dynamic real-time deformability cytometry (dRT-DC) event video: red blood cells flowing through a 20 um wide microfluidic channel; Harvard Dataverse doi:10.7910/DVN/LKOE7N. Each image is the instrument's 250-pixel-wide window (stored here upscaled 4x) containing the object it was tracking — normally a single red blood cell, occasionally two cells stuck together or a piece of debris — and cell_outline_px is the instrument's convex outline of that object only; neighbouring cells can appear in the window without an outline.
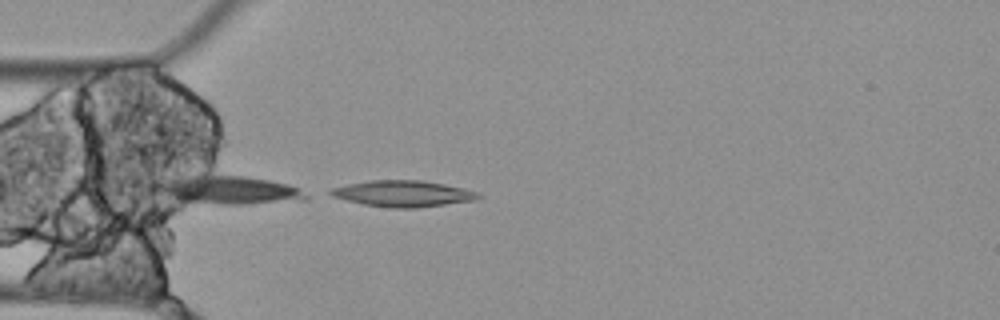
{"species": "Egyptian fruit bat (a non-hibernating species)", "species_latin": "Rousettus aegyptiacus", "temperature_condition": "cold", "stored_images_in_passage": 4, "camera_frame_rate_fps": 3000, "um_per_image_px": 0.085, "animal": {"sex": "female"}, "frame": {"image": 1, "passage_image": 4, "time_ms": 1.0, "image_size_px": [1000, 320], "cell_outline_px": [[480, 196], [476, 200], [416, 208], [392, 208], [364, 204], [332, 196], [328, 192], [332, 188], [348, 184], [368, 180], [424, 180], [464, 188], [480, 192]], "centroid_in_image_um": [34.29, 16.45], "position_along_channel_um": 50.7, "area_um2": 22.48}}